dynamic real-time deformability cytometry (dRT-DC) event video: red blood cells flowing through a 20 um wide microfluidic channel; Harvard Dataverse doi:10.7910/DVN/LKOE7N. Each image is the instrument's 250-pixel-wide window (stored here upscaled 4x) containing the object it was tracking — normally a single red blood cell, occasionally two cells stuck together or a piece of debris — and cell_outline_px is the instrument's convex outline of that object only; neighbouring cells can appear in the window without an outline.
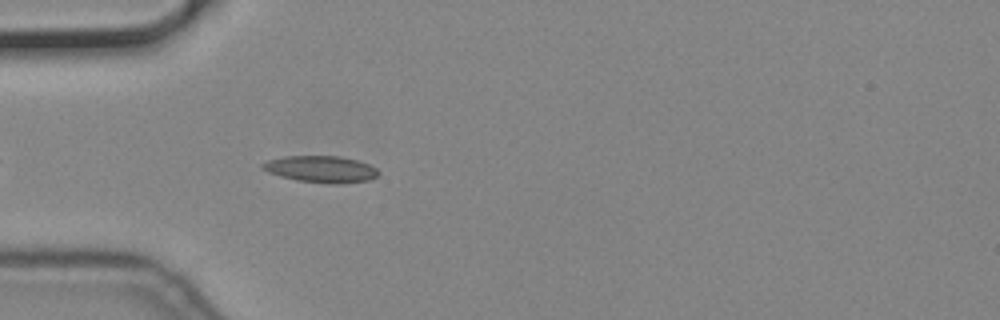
{"species": "common noctule bat (a hibernating species)", "species_latin": "Nyctalus noctula", "temperature_condition": "cold", "stored_images_in_passage": 39, "camera_frame_rate_fps": 3000, "um_per_image_px": 0.085, "animal": {"sex": "male", "body_mass_g": 19.2, "forearm_length_mm": 51.8}, "frame": {"image": 1, "passage_image": 7, "time_ms": 2.0, "image_size_px": [1000, 320], "cell_outline_px": [[380, 172], [376, 176], [368, 180], [336, 184], [332, 184], [296, 180], [280, 176], [268, 172], [260, 168], [260, 164], [268, 160], [284, 156], [340, 156], [356, 160], [368, 164], [376, 168]], "centroid_in_image_um": [27.25, 14.37], "position_along_channel_um": 57.8, "area_um2": 17.98}}
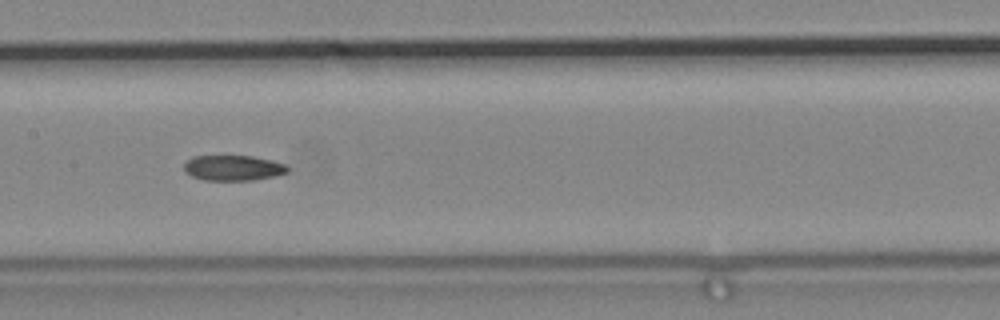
{"frame": {"image": 2, "passage_image": 18, "time_ms": 5.667, "image_size_px": [1000, 320], "cell_outline_px": [[288, 172], [276, 176], [252, 180], [204, 180], [192, 176], [184, 172], [184, 164], [192, 156], [252, 156], [272, 160], [284, 164], [288, 168]], "centroid_in_image_um": [19.81, 14.27], "position_along_channel_um": 187.6, "area_um2": 15.32}}
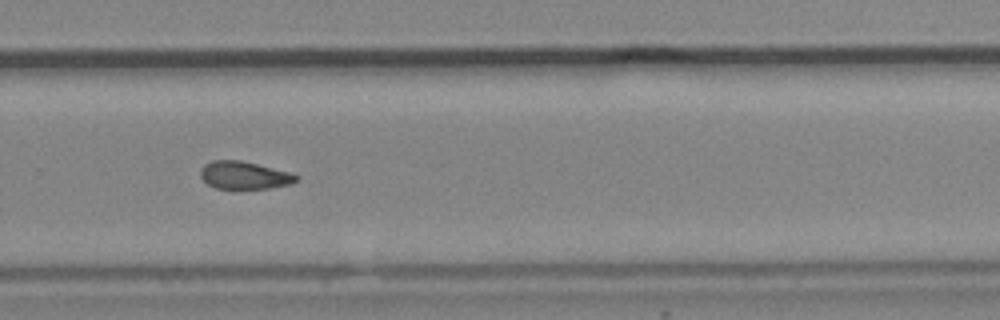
{"frame": {"image": 3, "passage_image": 28, "time_ms": 9.0, "image_size_px": [1000, 320], "cell_outline_px": [[300, 180], [292, 184], [268, 188], [216, 188], [208, 184], [200, 176], [200, 168], [204, 164], [212, 160], [240, 160], [288, 172], [300, 176]], "centroid_in_image_um": [20.76, 14.89], "position_along_channel_um": 309.0, "area_um2": 15.37}}